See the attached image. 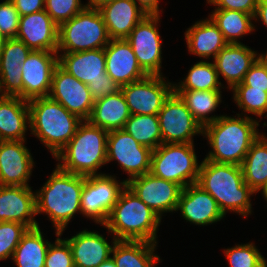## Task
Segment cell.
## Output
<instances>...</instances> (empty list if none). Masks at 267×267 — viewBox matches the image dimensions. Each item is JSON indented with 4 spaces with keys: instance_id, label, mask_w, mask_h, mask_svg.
Returning a JSON list of instances; mask_svg holds the SVG:
<instances>
[{
    "instance_id": "6da1fadb",
    "label": "cell",
    "mask_w": 267,
    "mask_h": 267,
    "mask_svg": "<svg viewBox=\"0 0 267 267\" xmlns=\"http://www.w3.org/2000/svg\"><path fill=\"white\" fill-rule=\"evenodd\" d=\"M260 121L251 116L221 115L215 122L203 127L211 149L205 160L215 163L235 164L241 166L252 143L260 136Z\"/></svg>"
},
{
    "instance_id": "7a4b0ae2",
    "label": "cell",
    "mask_w": 267,
    "mask_h": 267,
    "mask_svg": "<svg viewBox=\"0 0 267 267\" xmlns=\"http://www.w3.org/2000/svg\"><path fill=\"white\" fill-rule=\"evenodd\" d=\"M86 176L66 172L56 165L44 185L35 190L36 215L45 214L63 232L76 213L81 212V195Z\"/></svg>"
},
{
    "instance_id": "3957f363",
    "label": "cell",
    "mask_w": 267,
    "mask_h": 267,
    "mask_svg": "<svg viewBox=\"0 0 267 267\" xmlns=\"http://www.w3.org/2000/svg\"><path fill=\"white\" fill-rule=\"evenodd\" d=\"M196 184L216 200L225 216L228 212L243 218L252 214L251 197L256 193L245 183L241 166L204 159Z\"/></svg>"
},
{
    "instance_id": "277c9868",
    "label": "cell",
    "mask_w": 267,
    "mask_h": 267,
    "mask_svg": "<svg viewBox=\"0 0 267 267\" xmlns=\"http://www.w3.org/2000/svg\"><path fill=\"white\" fill-rule=\"evenodd\" d=\"M161 218L126 185L119 194L107 221L101 225L116 240L145 241L158 244Z\"/></svg>"
},
{
    "instance_id": "5b68a950",
    "label": "cell",
    "mask_w": 267,
    "mask_h": 267,
    "mask_svg": "<svg viewBox=\"0 0 267 267\" xmlns=\"http://www.w3.org/2000/svg\"><path fill=\"white\" fill-rule=\"evenodd\" d=\"M108 131L83 121L72 139L55 156L57 166L76 175L91 176L107 164Z\"/></svg>"
},
{
    "instance_id": "8992f818",
    "label": "cell",
    "mask_w": 267,
    "mask_h": 267,
    "mask_svg": "<svg viewBox=\"0 0 267 267\" xmlns=\"http://www.w3.org/2000/svg\"><path fill=\"white\" fill-rule=\"evenodd\" d=\"M28 106L30 134L55 157L72 139L83 120L49 96L32 99Z\"/></svg>"
},
{
    "instance_id": "52a82bcc",
    "label": "cell",
    "mask_w": 267,
    "mask_h": 267,
    "mask_svg": "<svg viewBox=\"0 0 267 267\" xmlns=\"http://www.w3.org/2000/svg\"><path fill=\"white\" fill-rule=\"evenodd\" d=\"M194 143H162L152 150L150 173L182 188L197 182L200 164Z\"/></svg>"
},
{
    "instance_id": "ba28073f",
    "label": "cell",
    "mask_w": 267,
    "mask_h": 267,
    "mask_svg": "<svg viewBox=\"0 0 267 267\" xmlns=\"http://www.w3.org/2000/svg\"><path fill=\"white\" fill-rule=\"evenodd\" d=\"M109 41L100 11L84 9L59 26L57 53L105 48Z\"/></svg>"
},
{
    "instance_id": "9c48e42d",
    "label": "cell",
    "mask_w": 267,
    "mask_h": 267,
    "mask_svg": "<svg viewBox=\"0 0 267 267\" xmlns=\"http://www.w3.org/2000/svg\"><path fill=\"white\" fill-rule=\"evenodd\" d=\"M115 175L100 174L87 176L81 195V212L83 217L103 225L117 202L126 182L119 181Z\"/></svg>"
},
{
    "instance_id": "30bf717a",
    "label": "cell",
    "mask_w": 267,
    "mask_h": 267,
    "mask_svg": "<svg viewBox=\"0 0 267 267\" xmlns=\"http://www.w3.org/2000/svg\"><path fill=\"white\" fill-rule=\"evenodd\" d=\"M157 116L162 143H194V136H203L202 125L175 91L165 100Z\"/></svg>"
},
{
    "instance_id": "8fae6325",
    "label": "cell",
    "mask_w": 267,
    "mask_h": 267,
    "mask_svg": "<svg viewBox=\"0 0 267 267\" xmlns=\"http://www.w3.org/2000/svg\"><path fill=\"white\" fill-rule=\"evenodd\" d=\"M120 90L132 115H157L174 91V83L163 75H147Z\"/></svg>"
},
{
    "instance_id": "7c38bea8",
    "label": "cell",
    "mask_w": 267,
    "mask_h": 267,
    "mask_svg": "<svg viewBox=\"0 0 267 267\" xmlns=\"http://www.w3.org/2000/svg\"><path fill=\"white\" fill-rule=\"evenodd\" d=\"M152 150L139 144L124 129L112 130L107 135V164L117 161L128 178L141 176L150 172Z\"/></svg>"
},
{
    "instance_id": "4fadbf2b",
    "label": "cell",
    "mask_w": 267,
    "mask_h": 267,
    "mask_svg": "<svg viewBox=\"0 0 267 267\" xmlns=\"http://www.w3.org/2000/svg\"><path fill=\"white\" fill-rule=\"evenodd\" d=\"M160 15H147L125 39L133 49L138 64L148 75H163L162 42L158 25Z\"/></svg>"
},
{
    "instance_id": "5bb4252c",
    "label": "cell",
    "mask_w": 267,
    "mask_h": 267,
    "mask_svg": "<svg viewBox=\"0 0 267 267\" xmlns=\"http://www.w3.org/2000/svg\"><path fill=\"white\" fill-rule=\"evenodd\" d=\"M129 189L161 219L164 213L176 212L182 187L150 172L126 182Z\"/></svg>"
},
{
    "instance_id": "9a60e30c",
    "label": "cell",
    "mask_w": 267,
    "mask_h": 267,
    "mask_svg": "<svg viewBox=\"0 0 267 267\" xmlns=\"http://www.w3.org/2000/svg\"><path fill=\"white\" fill-rule=\"evenodd\" d=\"M49 97L83 121L89 119L95 102L88 85L69 74L59 64L53 73Z\"/></svg>"
},
{
    "instance_id": "2e32d148",
    "label": "cell",
    "mask_w": 267,
    "mask_h": 267,
    "mask_svg": "<svg viewBox=\"0 0 267 267\" xmlns=\"http://www.w3.org/2000/svg\"><path fill=\"white\" fill-rule=\"evenodd\" d=\"M58 64L57 52L31 51L21 65L23 100L49 96L53 73Z\"/></svg>"
},
{
    "instance_id": "e0dca14e",
    "label": "cell",
    "mask_w": 267,
    "mask_h": 267,
    "mask_svg": "<svg viewBox=\"0 0 267 267\" xmlns=\"http://www.w3.org/2000/svg\"><path fill=\"white\" fill-rule=\"evenodd\" d=\"M26 140L0 141V185L30 186L35 162Z\"/></svg>"
},
{
    "instance_id": "ac0fdd59",
    "label": "cell",
    "mask_w": 267,
    "mask_h": 267,
    "mask_svg": "<svg viewBox=\"0 0 267 267\" xmlns=\"http://www.w3.org/2000/svg\"><path fill=\"white\" fill-rule=\"evenodd\" d=\"M176 211L181 217L198 226H209L226 217L216 200L196 183L182 189Z\"/></svg>"
},
{
    "instance_id": "d6986e66",
    "label": "cell",
    "mask_w": 267,
    "mask_h": 267,
    "mask_svg": "<svg viewBox=\"0 0 267 267\" xmlns=\"http://www.w3.org/2000/svg\"><path fill=\"white\" fill-rule=\"evenodd\" d=\"M31 186L0 185V222H18L29 229L36 221L35 191Z\"/></svg>"
},
{
    "instance_id": "ffe728a7",
    "label": "cell",
    "mask_w": 267,
    "mask_h": 267,
    "mask_svg": "<svg viewBox=\"0 0 267 267\" xmlns=\"http://www.w3.org/2000/svg\"><path fill=\"white\" fill-rule=\"evenodd\" d=\"M59 27L45 10L20 16L17 40L32 51L57 52Z\"/></svg>"
},
{
    "instance_id": "44dd1931",
    "label": "cell",
    "mask_w": 267,
    "mask_h": 267,
    "mask_svg": "<svg viewBox=\"0 0 267 267\" xmlns=\"http://www.w3.org/2000/svg\"><path fill=\"white\" fill-rule=\"evenodd\" d=\"M104 52L106 73L120 87L148 75L138 64L131 45L125 39H110Z\"/></svg>"
},
{
    "instance_id": "7402d4cb",
    "label": "cell",
    "mask_w": 267,
    "mask_h": 267,
    "mask_svg": "<svg viewBox=\"0 0 267 267\" xmlns=\"http://www.w3.org/2000/svg\"><path fill=\"white\" fill-rule=\"evenodd\" d=\"M31 49L16 38L6 39L0 54V89L2 96L23 99L22 63Z\"/></svg>"
},
{
    "instance_id": "603a6c76",
    "label": "cell",
    "mask_w": 267,
    "mask_h": 267,
    "mask_svg": "<svg viewBox=\"0 0 267 267\" xmlns=\"http://www.w3.org/2000/svg\"><path fill=\"white\" fill-rule=\"evenodd\" d=\"M259 59V52L249 46L240 44H227L214 58L213 62L218 73L227 83V89L232 90L242 83L244 76ZM221 75V76H220Z\"/></svg>"
},
{
    "instance_id": "cb8c5ba5",
    "label": "cell",
    "mask_w": 267,
    "mask_h": 267,
    "mask_svg": "<svg viewBox=\"0 0 267 267\" xmlns=\"http://www.w3.org/2000/svg\"><path fill=\"white\" fill-rule=\"evenodd\" d=\"M111 245L99 232L84 229L70 238H65L70 246L74 267H98L111 257L112 248L116 242L111 237Z\"/></svg>"
},
{
    "instance_id": "d4e9b609",
    "label": "cell",
    "mask_w": 267,
    "mask_h": 267,
    "mask_svg": "<svg viewBox=\"0 0 267 267\" xmlns=\"http://www.w3.org/2000/svg\"><path fill=\"white\" fill-rule=\"evenodd\" d=\"M110 39H126L147 16L133 0H113L100 10Z\"/></svg>"
},
{
    "instance_id": "484cf974",
    "label": "cell",
    "mask_w": 267,
    "mask_h": 267,
    "mask_svg": "<svg viewBox=\"0 0 267 267\" xmlns=\"http://www.w3.org/2000/svg\"><path fill=\"white\" fill-rule=\"evenodd\" d=\"M188 51L201 59H214L228 44L218 26L208 16L198 20L184 32Z\"/></svg>"
},
{
    "instance_id": "4316f807",
    "label": "cell",
    "mask_w": 267,
    "mask_h": 267,
    "mask_svg": "<svg viewBox=\"0 0 267 267\" xmlns=\"http://www.w3.org/2000/svg\"><path fill=\"white\" fill-rule=\"evenodd\" d=\"M59 65L69 74L88 85L91 81L104 79L106 59L104 48L58 54Z\"/></svg>"
},
{
    "instance_id": "83f0119b",
    "label": "cell",
    "mask_w": 267,
    "mask_h": 267,
    "mask_svg": "<svg viewBox=\"0 0 267 267\" xmlns=\"http://www.w3.org/2000/svg\"><path fill=\"white\" fill-rule=\"evenodd\" d=\"M29 129L28 101L17 96H1L0 141L27 140Z\"/></svg>"
},
{
    "instance_id": "f1b7e54d",
    "label": "cell",
    "mask_w": 267,
    "mask_h": 267,
    "mask_svg": "<svg viewBox=\"0 0 267 267\" xmlns=\"http://www.w3.org/2000/svg\"><path fill=\"white\" fill-rule=\"evenodd\" d=\"M130 116L128 105L120 90L115 94L95 100L87 121L109 132L123 129Z\"/></svg>"
},
{
    "instance_id": "f546056e",
    "label": "cell",
    "mask_w": 267,
    "mask_h": 267,
    "mask_svg": "<svg viewBox=\"0 0 267 267\" xmlns=\"http://www.w3.org/2000/svg\"><path fill=\"white\" fill-rule=\"evenodd\" d=\"M156 247L152 242L116 240L111 256L117 267H156L161 261Z\"/></svg>"
},
{
    "instance_id": "4dcf8cb0",
    "label": "cell",
    "mask_w": 267,
    "mask_h": 267,
    "mask_svg": "<svg viewBox=\"0 0 267 267\" xmlns=\"http://www.w3.org/2000/svg\"><path fill=\"white\" fill-rule=\"evenodd\" d=\"M245 183L259 193L267 183V135L261 133L252 143L241 164Z\"/></svg>"
},
{
    "instance_id": "1f68e13d",
    "label": "cell",
    "mask_w": 267,
    "mask_h": 267,
    "mask_svg": "<svg viewBox=\"0 0 267 267\" xmlns=\"http://www.w3.org/2000/svg\"><path fill=\"white\" fill-rule=\"evenodd\" d=\"M50 243L44 238L40 226L30 228L15 248L12 261L17 267H44Z\"/></svg>"
},
{
    "instance_id": "d6a6232c",
    "label": "cell",
    "mask_w": 267,
    "mask_h": 267,
    "mask_svg": "<svg viewBox=\"0 0 267 267\" xmlns=\"http://www.w3.org/2000/svg\"><path fill=\"white\" fill-rule=\"evenodd\" d=\"M208 16L218 26L228 44H240V38L256 30L252 23L254 16L242 11L214 9Z\"/></svg>"
},
{
    "instance_id": "836d02e7",
    "label": "cell",
    "mask_w": 267,
    "mask_h": 267,
    "mask_svg": "<svg viewBox=\"0 0 267 267\" xmlns=\"http://www.w3.org/2000/svg\"><path fill=\"white\" fill-rule=\"evenodd\" d=\"M184 101L194 118L204 127L219 117L211 115L222 103L221 90H174Z\"/></svg>"
},
{
    "instance_id": "e575fe53",
    "label": "cell",
    "mask_w": 267,
    "mask_h": 267,
    "mask_svg": "<svg viewBox=\"0 0 267 267\" xmlns=\"http://www.w3.org/2000/svg\"><path fill=\"white\" fill-rule=\"evenodd\" d=\"M223 86V87H222ZM224 84L219 81L215 64L208 60L197 61L189 69L186 77L174 84V90H222Z\"/></svg>"
},
{
    "instance_id": "d590c367",
    "label": "cell",
    "mask_w": 267,
    "mask_h": 267,
    "mask_svg": "<svg viewBox=\"0 0 267 267\" xmlns=\"http://www.w3.org/2000/svg\"><path fill=\"white\" fill-rule=\"evenodd\" d=\"M139 144L155 150L162 144V135L157 115H132L123 128Z\"/></svg>"
},
{
    "instance_id": "8d00e7d4",
    "label": "cell",
    "mask_w": 267,
    "mask_h": 267,
    "mask_svg": "<svg viewBox=\"0 0 267 267\" xmlns=\"http://www.w3.org/2000/svg\"><path fill=\"white\" fill-rule=\"evenodd\" d=\"M231 91L233 92V101L239 110H242V113L238 112V115L252 114V116H256V120L260 117L259 121L263 116L267 118V92L265 89H252V87L240 83Z\"/></svg>"
},
{
    "instance_id": "74e56055",
    "label": "cell",
    "mask_w": 267,
    "mask_h": 267,
    "mask_svg": "<svg viewBox=\"0 0 267 267\" xmlns=\"http://www.w3.org/2000/svg\"><path fill=\"white\" fill-rule=\"evenodd\" d=\"M253 242L235 244L224 250L229 267H266L267 259Z\"/></svg>"
},
{
    "instance_id": "f35d334b",
    "label": "cell",
    "mask_w": 267,
    "mask_h": 267,
    "mask_svg": "<svg viewBox=\"0 0 267 267\" xmlns=\"http://www.w3.org/2000/svg\"><path fill=\"white\" fill-rule=\"evenodd\" d=\"M28 229L18 222H0V261L12 259L15 248Z\"/></svg>"
},
{
    "instance_id": "ab89813d",
    "label": "cell",
    "mask_w": 267,
    "mask_h": 267,
    "mask_svg": "<svg viewBox=\"0 0 267 267\" xmlns=\"http://www.w3.org/2000/svg\"><path fill=\"white\" fill-rule=\"evenodd\" d=\"M84 9L81 0H45V11L58 27Z\"/></svg>"
},
{
    "instance_id": "60d3db41",
    "label": "cell",
    "mask_w": 267,
    "mask_h": 267,
    "mask_svg": "<svg viewBox=\"0 0 267 267\" xmlns=\"http://www.w3.org/2000/svg\"><path fill=\"white\" fill-rule=\"evenodd\" d=\"M55 235V242H51L47 250L44 267H74L68 241L60 238L62 234L59 232H56Z\"/></svg>"
},
{
    "instance_id": "b9f144b4",
    "label": "cell",
    "mask_w": 267,
    "mask_h": 267,
    "mask_svg": "<svg viewBox=\"0 0 267 267\" xmlns=\"http://www.w3.org/2000/svg\"><path fill=\"white\" fill-rule=\"evenodd\" d=\"M20 14L11 0L0 3V33L6 39L17 37Z\"/></svg>"
},
{
    "instance_id": "7bdbcfd3",
    "label": "cell",
    "mask_w": 267,
    "mask_h": 267,
    "mask_svg": "<svg viewBox=\"0 0 267 267\" xmlns=\"http://www.w3.org/2000/svg\"><path fill=\"white\" fill-rule=\"evenodd\" d=\"M242 83L252 89H265L267 92V69L259 59L246 73Z\"/></svg>"
},
{
    "instance_id": "ee69618b",
    "label": "cell",
    "mask_w": 267,
    "mask_h": 267,
    "mask_svg": "<svg viewBox=\"0 0 267 267\" xmlns=\"http://www.w3.org/2000/svg\"><path fill=\"white\" fill-rule=\"evenodd\" d=\"M215 9L237 10L255 16L258 0H206Z\"/></svg>"
},
{
    "instance_id": "f6af8a7d",
    "label": "cell",
    "mask_w": 267,
    "mask_h": 267,
    "mask_svg": "<svg viewBox=\"0 0 267 267\" xmlns=\"http://www.w3.org/2000/svg\"><path fill=\"white\" fill-rule=\"evenodd\" d=\"M88 88L94 100L115 94L121 89L120 85L113 81L109 75H107L104 79L91 81L88 84Z\"/></svg>"
},
{
    "instance_id": "bcb514c9",
    "label": "cell",
    "mask_w": 267,
    "mask_h": 267,
    "mask_svg": "<svg viewBox=\"0 0 267 267\" xmlns=\"http://www.w3.org/2000/svg\"><path fill=\"white\" fill-rule=\"evenodd\" d=\"M20 16L45 10V0H11Z\"/></svg>"
},
{
    "instance_id": "7dc6e473",
    "label": "cell",
    "mask_w": 267,
    "mask_h": 267,
    "mask_svg": "<svg viewBox=\"0 0 267 267\" xmlns=\"http://www.w3.org/2000/svg\"><path fill=\"white\" fill-rule=\"evenodd\" d=\"M147 15H160L159 0H133Z\"/></svg>"
},
{
    "instance_id": "c3c4849f",
    "label": "cell",
    "mask_w": 267,
    "mask_h": 267,
    "mask_svg": "<svg viewBox=\"0 0 267 267\" xmlns=\"http://www.w3.org/2000/svg\"><path fill=\"white\" fill-rule=\"evenodd\" d=\"M254 20L260 21L267 28V0H258Z\"/></svg>"
},
{
    "instance_id": "681fc988",
    "label": "cell",
    "mask_w": 267,
    "mask_h": 267,
    "mask_svg": "<svg viewBox=\"0 0 267 267\" xmlns=\"http://www.w3.org/2000/svg\"><path fill=\"white\" fill-rule=\"evenodd\" d=\"M113 0H89L88 3L83 4L85 9L100 10L105 4Z\"/></svg>"
},
{
    "instance_id": "f907efd6",
    "label": "cell",
    "mask_w": 267,
    "mask_h": 267,
    "mask_svg": "<svg viewBox=\"0 0 267 267\" xmlns=\"http://www.w3.org/2000/svg\"><path fill=\"white\" fill-rule=\"evenodd\" d=\"M98 267H117L115 261L113 260L112 256L102 262Z\"/></svg>"
},
{
    "instance_id": "816d5d0a",
    "label": "cell",
    "mask_w": 267,
    "mask_h": 267,
    "mask_svg": "<svg viewBox=\"0 0 267 267\" xmlns=\"http://www.w3.org/2000/svg\"><path fill=\"white\" fill-rule=\"evenodd\" d=\"M259 60L263 63V65L266 67L267 69V50L264 53L259 54Z\"/></svg>"
},
{
    "instance_id": "f5cc1de1",
    "label": "cell",
    "mask_w": 267,
    "mask_h": 267,
    "mask_svg": "<svg viewBox=\"0 0 267 267\" xmlns=\"http://www.w3.org/2000/svg\"><path fill=\"white\" fill-rule=\"evenodd\" d=\"M264 200L267 202V183L260 190Z\"/></svg>"
},
{
    "instance_id": "db71d44e",
    "label": "cell",
    "mask_w": 267,
    "mask_h": 267,
    "mask_svg": "<svg viewBox=\"0 0 267 267\" xmlns=\"http://www.w3.org/2000/svg\"><path fill=\"white\" fill-rule=\"evenodd\" d=\"M6 41V38L0 33V54L3 50L4 43Z\"/></svg>"
},
{
    "instance_id": "11a10c76",
    "label": "cell",
    "mask_w": 267,
    "mask_h": 267,
    "mask_svg": "<svg viewBox=\"0 0 267 267\" xmlns=\"http://www.w3.org/2000/svg\"><path fill=\"white\" fill-rule=\"evenodd\" d=\"M263 126H264V127H267V122H264V123H263Z\"/></svg>"
}]
</instances>
